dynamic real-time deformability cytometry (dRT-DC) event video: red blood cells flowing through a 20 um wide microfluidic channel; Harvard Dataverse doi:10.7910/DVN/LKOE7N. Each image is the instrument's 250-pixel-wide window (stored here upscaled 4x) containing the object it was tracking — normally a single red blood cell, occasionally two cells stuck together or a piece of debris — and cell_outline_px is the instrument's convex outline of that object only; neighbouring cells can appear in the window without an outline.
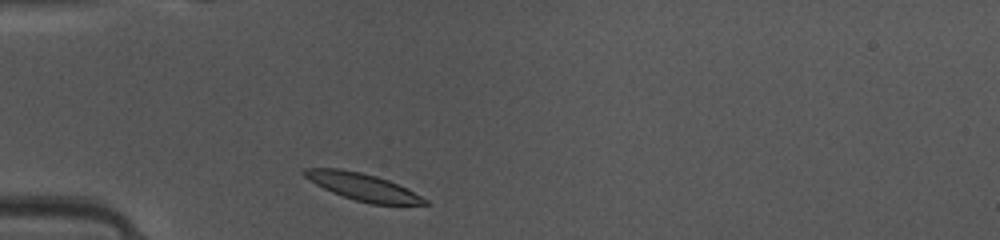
{"species": "common noctule bat (a hibernating species)", "species_latin": "Nyctalus noctula", "temperature_condition": "warm", "stored_images_in_passage": 37, "camera_frame_rate_fps": 3000, "um_per_image_px": 0.085, "animal": {"sex": "female", "body_mass_g": 10.0, "forearm_length_mm": 53.1}, "frame": {"image": 1, "passage_image": 2, "time_ms": 0.333, "image_size_px": [1000, 240], "cell_outline_px": [[432, 204], [372, 204], [356, 200], [332, 192], [316, 184], [304, 176], [300, 172], [304, 168], [340, 168], [360, 172], [376, 176], [388, 180], [428, 200]], "centroid_in_image_um": [30.78, 15.87], "position_along_channel_um": 54.2, "area_um2": 18.67}}
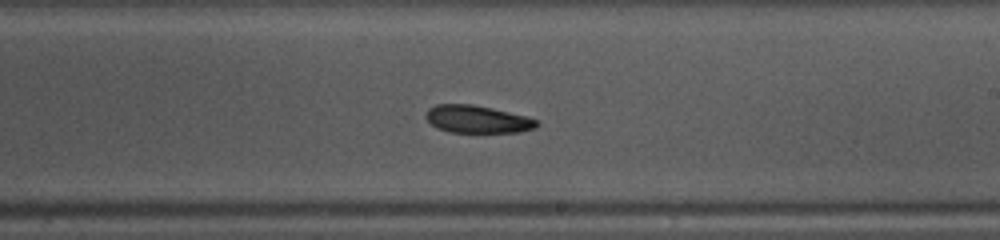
{"frame": {"image": 2, "passage_image": 17, "time_ms": 5.333, "image_size_px": [1000, 240], "cell_outline_px": [[540, 124], [536, 128], [520, 132], [448, 132], [436, 128], [424, 116], [428, 108], [436, 104], [472, 104], [492, 108], [528, 116], [540, 120]], "centroid_in_image_um": [40.61, 10.13], "position_along_channel_um": 248.4, "area_um2": 18.09}}
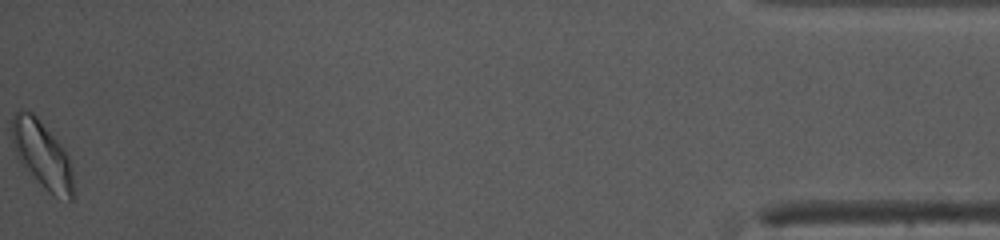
{"frame": {"image": 3, "passage_image": 37, "time_ms": 12.0, "image_size_px": [1000, 240], "cell_outline_px": [[72, 200], [68, 200], [48, 192], [20, 164], [16, 156], [12, 144], [12, 116], [20, 108], [24, 108], [32, 112], [36, 116], [64, 148], [68, 156], [72, 172]], "centroid_in_image_um": [3.53, 13.1], "position_along_channel_um": 431.7, "area_um2": 23.99}, "authors_computed_cell_mechanics": {"area_um2": 19.0162, "velocity_mm_per_s": 4.0737, "shape_relaxation_time_tau1_ms": 3.2887, "shape_relaxation_time_tau2_ms": 2.5214, "deformation_change_tau1": 0.1073, "deformation_change_tau2": 0.0817}}